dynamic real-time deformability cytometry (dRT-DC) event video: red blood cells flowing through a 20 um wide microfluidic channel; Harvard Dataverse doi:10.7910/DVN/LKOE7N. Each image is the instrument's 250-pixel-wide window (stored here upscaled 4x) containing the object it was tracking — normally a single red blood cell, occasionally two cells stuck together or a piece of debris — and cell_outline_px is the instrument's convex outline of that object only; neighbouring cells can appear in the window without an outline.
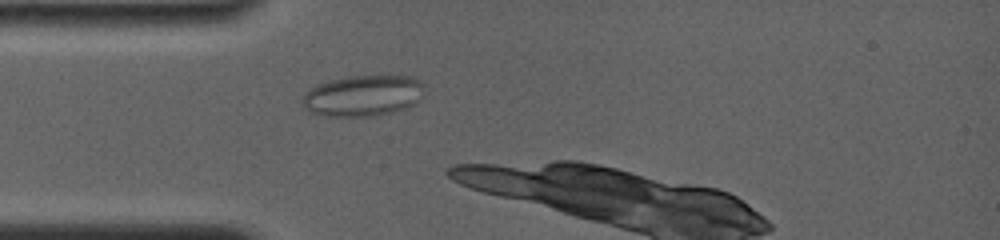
{"species": "common noctule bat (a hibernating species)", "species_latin": "Nyctalus noctula", "temperature_condition": "room temperature", "stored_images_in_passage": 13, "camera_frame_rate_fps": 4000, "um_per_image_px": 0.085, "animal": {"sex": "female", "body_mass_g": 19.0, "forearm_length_mm": 56.7}, "frame": {"image": 1, "passage_image": 10, "time_ms": 3.75, "image_size_px": [1000, 240], "cell_outline_px": [[424, 92], [408, 108], [376, 116], [324, 116], [308, 112], [300, 104], [300, 100], [316, 84], [328, 80], [348, 76], [408, 76], [420, 80], [424, 84]], "centroid_in_image_um": [30.81, 8.14], "position_along_channel_um": 54.2, "area_um2": 29.36}}